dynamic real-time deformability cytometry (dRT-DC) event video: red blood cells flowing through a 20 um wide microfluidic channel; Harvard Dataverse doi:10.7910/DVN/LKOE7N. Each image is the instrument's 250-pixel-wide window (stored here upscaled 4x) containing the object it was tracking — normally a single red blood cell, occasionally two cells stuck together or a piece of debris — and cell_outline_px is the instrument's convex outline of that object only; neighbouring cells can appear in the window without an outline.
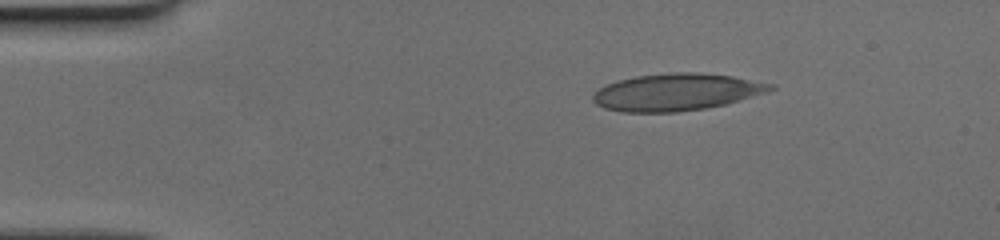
{"species": "human", "species_latin": "Homo sapiens", "temperature_condition": "cold", "stored_images_in_passage": 43, "camera_frame_rate_fps": 3000, "um_per_image_px": 0.085, "donor": {"sex": "female"}, "frame": {"image": 1, "passage_image": 1, "time_ms": 0.0, "image_size_px": [1000, 240], "cell_outline_px": [[776, 88], [768, 92], [724, 104], [704, 108], [676, 112], [620, 112], [604, 108], [596, 104], [592, 100], [592, 96], [600, 88], [608, 84], [620, 80], [636, 76], [672, 72], [696, 72], [732, 76], [776, 84]], "centroid_in_image_um": [57.52, 7.82], "position_along_channel_um": 27.5, "area_um2": 38.21}}
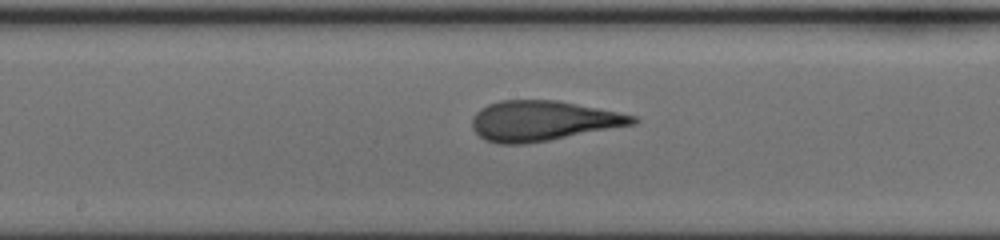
{"frame": {"image": 2, "passage_image": 19, "time_ms": 6.0, "image_size_px": [1000, 240], "cell_outline_px": [[640, 120], [636, 124], [548, 140], [524, 144], [496, 144], [484, 140], [472, 128], [472, 120], [476, 112], [488, 104], [500, 100], [556, 100], [636, 116]], "centroid_in_image_um": [46.11, 10.28], "position_along_channel_um": 202.1, "area_um2": 37.28}}
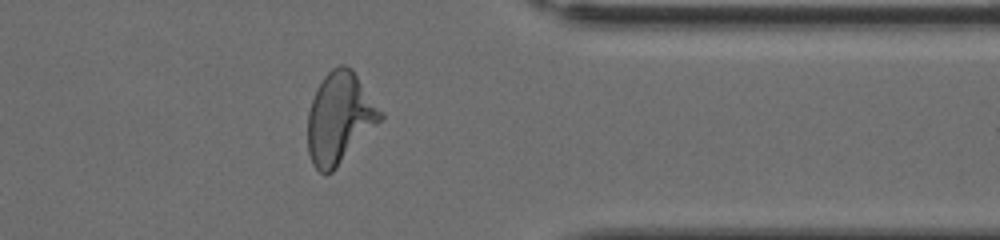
{"frame": {"image": 3, "passage_image": 33, "time_ms": 10.667, "image_size_px": [1000, 240], "cell_outline_px": [[384, 116], [336, 168], [332, 172], [324, 176], [312, 164], [308, 152], [308, 112], [316, 88], [324, 76], [332, 68], [340, 64], [344, 64], [352, 68], [384, 112]], "centroid_in_image_um": [28.86, 10.01], "position_along_channel_um": 382.5, "area_um2": 38.55}}